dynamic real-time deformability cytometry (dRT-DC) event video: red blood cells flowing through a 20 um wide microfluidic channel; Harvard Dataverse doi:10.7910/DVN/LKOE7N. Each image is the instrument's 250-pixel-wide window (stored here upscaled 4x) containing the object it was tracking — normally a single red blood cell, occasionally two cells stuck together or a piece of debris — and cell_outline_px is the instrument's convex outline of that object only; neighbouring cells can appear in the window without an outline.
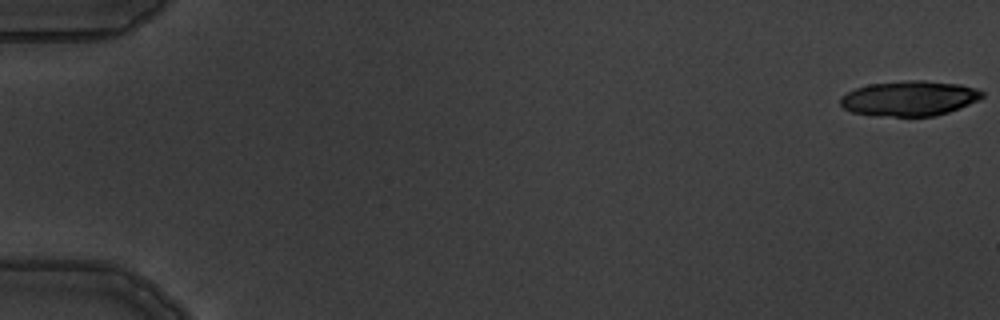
{"species": "common noctule bat (a hibernating species)", "species_latin": "Nyctalus noctula", "temperature_condition": "warm", "stored_images_in_passage": 6, "camera_frame_rate_fps": 3000, "um_per_image_px": 0.085, "animal": {"sex": "male", "body_mass_g": 19.5, "forearm_length_mm": 54.6}, "frame": {"image": 1, "passage_image": 1, "time_ms": 0.0, "image_size_px": [1000, 320], "cell_outline_px": [[984, 96], [960, 108], [936, 116], [876, 116], [852, 112], [844, 108], [840, 104], [840, 96], [856, 88], [868, 84], [908, 80], [924, 80], [960, 84], [976, 88], [984, 92]], "centroid_in_image_um": [77.28, 8.36], "position_along_channel_um": 7.7, "area_um2": 29.07}}